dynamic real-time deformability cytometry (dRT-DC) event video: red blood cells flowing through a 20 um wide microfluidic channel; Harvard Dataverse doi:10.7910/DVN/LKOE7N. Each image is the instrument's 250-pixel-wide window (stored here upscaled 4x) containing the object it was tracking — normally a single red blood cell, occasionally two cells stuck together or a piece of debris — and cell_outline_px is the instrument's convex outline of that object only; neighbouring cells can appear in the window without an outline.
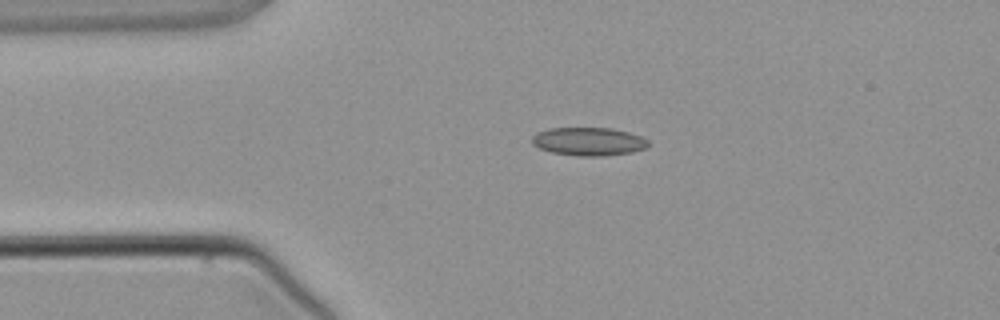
{"species": "common noctule bat (a hibernating species)", "species_latin": "Nyctalus noctula", "temperature_condition": "warm", "stored_images_in_passage": 3, "camera_frame_rate_fps": 3000, "um_per_image_px": 0.085, "animal": {"sex": "male", "body_mass_g": 21.5, "forearm_length_mm": 52.0}, "frame": {"image": 1, "passage_image": 2, "time_ms": 2.0, "image_size_px": [1000, 320], "cell_outline_px": [[648, 144], [644, 148], [632, 152], [604, 156], [580, 156], [552, 152], [540, 148], [532, 144], [532, 136], [536, 132], [548, 128], [612, 128], [628, 132], [640, 136], [648, 140]], "centroid_in_image_um": [50.01, 12.02], "position_along_channel_um": 35.0, "area_um2": 19.07}}
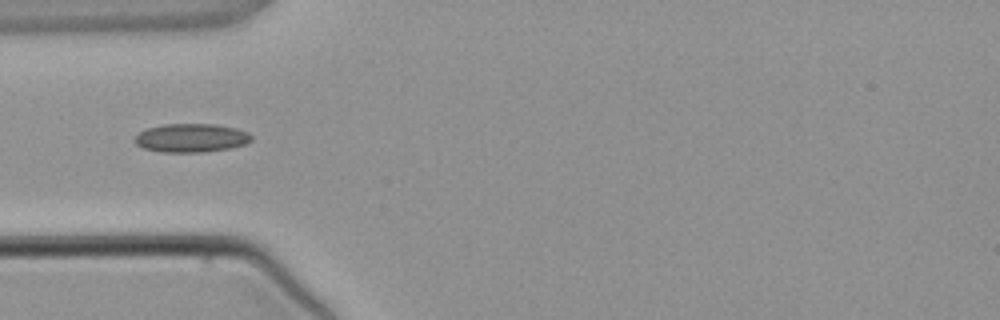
{"frame": {"image": 2, "passage_image": 3, "time_ms": 3.333, "image_size_px": [1000, 320], "cell_outline_px": [[252, 140], [244, 144], [228, 148], [200, 152], [160, 152], [144, 148], [136, 144], [136, 136], [144, 128], [164, 124], [216, 124], [236, 128], [248, 132], [252, 136]], "centroid_in_image_um": [16.24, 11.71], "position_along_channel_um": 68.8, "area_um2": 19.36}}